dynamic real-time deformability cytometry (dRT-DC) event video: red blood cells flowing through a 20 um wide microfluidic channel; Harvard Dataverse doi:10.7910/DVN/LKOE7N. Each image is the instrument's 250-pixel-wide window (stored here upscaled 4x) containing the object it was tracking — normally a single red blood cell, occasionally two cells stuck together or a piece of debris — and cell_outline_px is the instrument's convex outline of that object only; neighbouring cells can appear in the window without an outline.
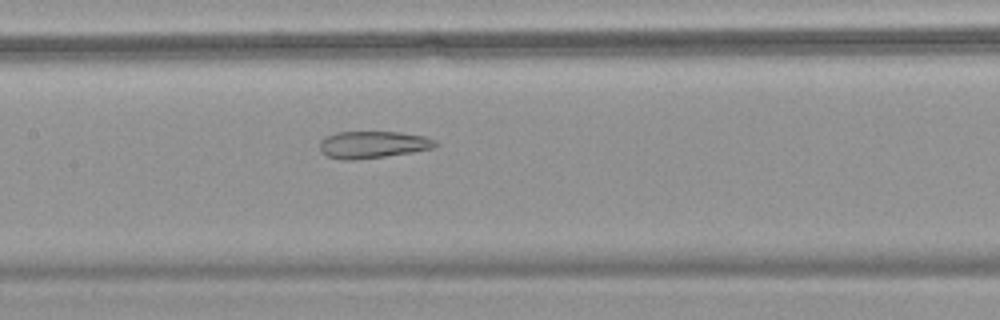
{"species": "common noctule bat (a hibernating species)", "species_latin": "Nyctalus noctula", "temperature_condition": "warm", "stored_images_in_passage": 46, "camera_frame_rate_fps": 3000, "um_per_image_px": 0.085, "animal": {"sex": "female", "body_mass_g": 18.4}, "frame": {"image": 1, "passage_image": 18, "time_ms": 5.667, "image_size_px": [1000, 320], "cell_outline_px": [[440, 144], [436, 148], [412, 152], [356, 160], [344, 160], [328, 156], [320, 152], [320, 140], [336, 132], [400, 132], [424, 136], [436, 140]], "centroid_in_image_um": [31.73, 12.29], "position_along_channel_um": 175.7, "area_um2": 18.32}}
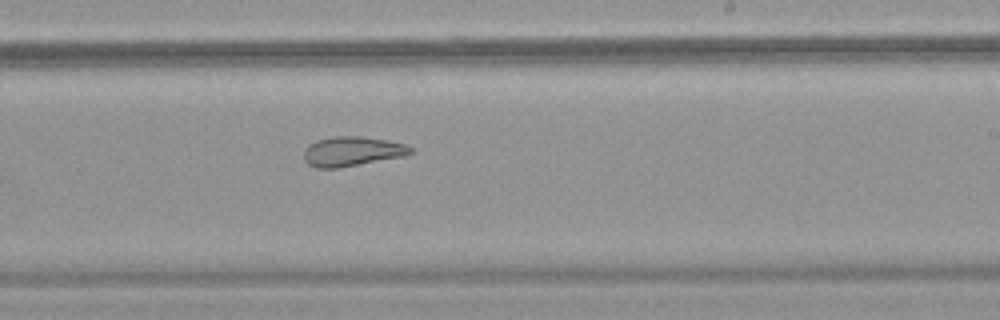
{"frame": {"image": 2, "passage_image": 25, "time_ms": 8.0, "image_size_px": [1000, 320], "cell_outline_px": [[416, 152], [404, 156], [340, 168], [316, 168], [308, 164], [304, 160], [304, 152], [316, 140], [336, 136], [360, 136], [388, 140], [404, 144], [416, 148]], "centroid_in_image_um": [30.0, 12.87], "position_along_channel_um": 259.0, "area_um2": 18.5}}
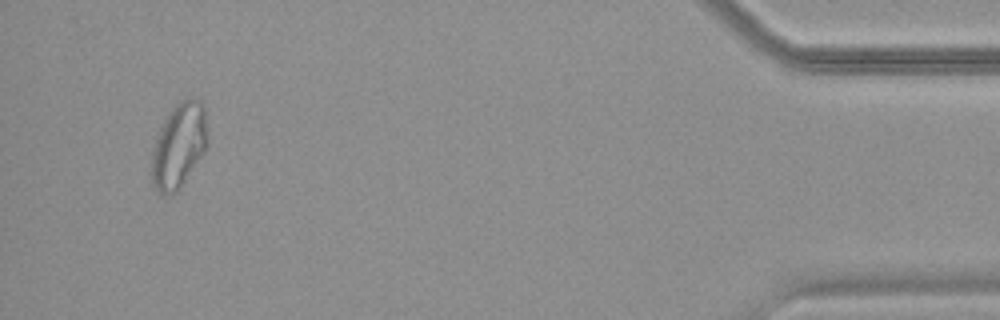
{"frame": {"image": 3, "passage_image": 44, "time_ms": 14.333, "image_size_px": [1000, 320], "cell_outline_px": [[208, 144], [204, 152], [176, 192], [168, 196], [164, 196], [152, 184], [152, 148], [160, 128], [168, 112], [180, 100], [188, 96], [200, 100], [204, 104], [208, 132]], "centroid_in_image_um": [15.22, 12.32], "position_along_channel_um": 420.0, "area_um2": 27.8}, "authors_computed_cell_mechanics": {"area_um2": 21.9929, "velocity_mm_per_s": 3.5884, "shape_relaxation_time_tau1_ms": null, "shape_relaxation_time_tau2_ms": 2.5882, "deformation_change_tau1": null, "deformation_change_tau2": 0.1004}}